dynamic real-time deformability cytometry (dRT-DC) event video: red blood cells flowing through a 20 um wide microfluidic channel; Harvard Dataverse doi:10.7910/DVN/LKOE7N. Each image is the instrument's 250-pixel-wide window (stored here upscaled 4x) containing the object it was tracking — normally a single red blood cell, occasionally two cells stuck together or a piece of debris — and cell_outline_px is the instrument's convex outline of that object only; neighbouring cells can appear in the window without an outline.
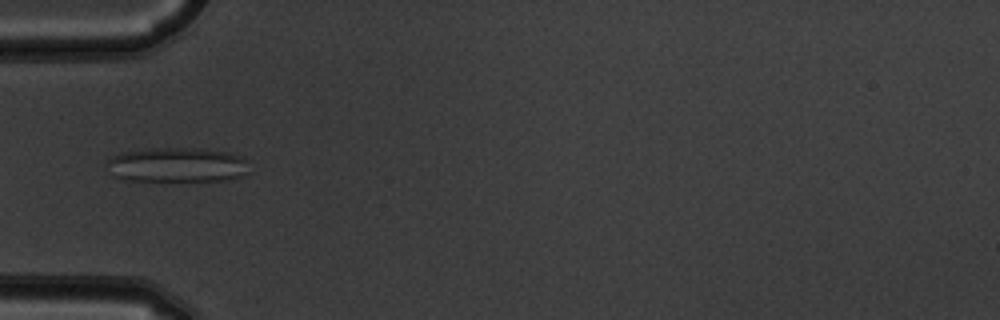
{"species": "common noctule bat (a hibernating species)", "species_latin": "Nyctalus noctula", "temperature_condition": "warm", "stored_images_in_passage": 8, "camera_frame_rate_fps": 3000, "um_per_image_px": 0.085, "animal": {"sex": "male", "body_mass_g": 19.5, "forearm_length_mm": 54.6}, "frame": {"image": 1, "passage_image": 4, "time_ms": 1.0, "image_size_px": [1000, 320], "cell_outline_px": [[248, 172], [240, 176], [228, 180], [124, 180], [112, 176], [108, 164], [108, 160], [112, 156], [120, 152], [152, 148], [204, 148], [228, 152], [244, 156], [248, 160]], "centroid_in_image_um": [15.09, 14.0], "position_along_channel_um": 69.9, "area_um2": 28.96}}
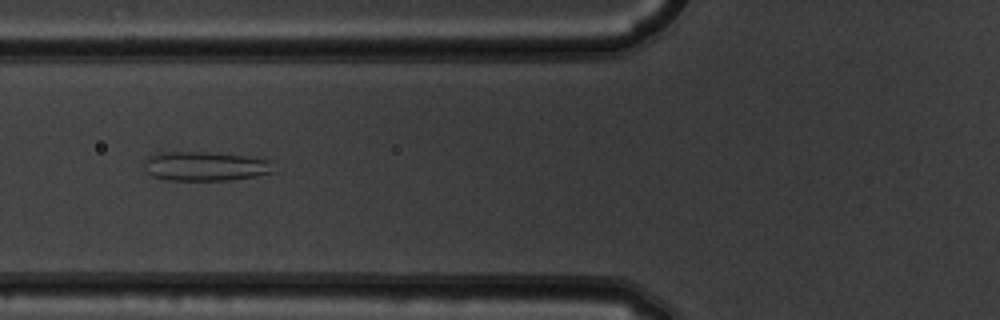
{"frame": {"image": 2, "passage_image": 5, "time_ms": 1.333, "image_size_px": [1000, 320], "cell_outline_px": [[276, 172], [256, 176], [232, 180], [164, 180], [152, 176], [144, 168], [144, 160], [148, 156], [156, 152], [208, 152], [248, 156], [272, 160]], "centroid_in_image_um": [17.47, 14.13], "position_along_channel_um": 108.3, "area_um2": 22.54}}